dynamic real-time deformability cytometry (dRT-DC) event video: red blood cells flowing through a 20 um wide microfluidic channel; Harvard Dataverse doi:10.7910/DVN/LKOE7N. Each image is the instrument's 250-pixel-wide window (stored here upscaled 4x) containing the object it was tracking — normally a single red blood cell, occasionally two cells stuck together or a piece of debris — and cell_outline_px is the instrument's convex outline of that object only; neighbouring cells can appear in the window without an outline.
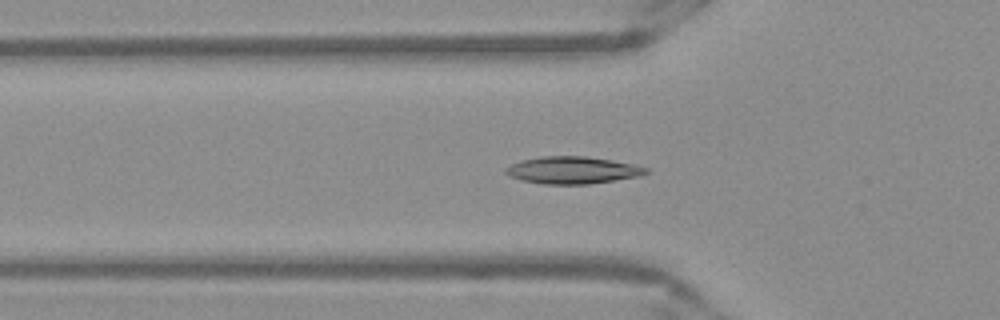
{"species": "Egyptian fruit bat (a non-hibernating species)", "species_latin": "Rousettus aegyptiacus", "temperature_condition": "warm", "stored_images_in_passage": 53, "camera_frame_rate_fps": 3000, "um_per_image_px": 0.085, "frame": {"image": 1, "passage_image": 17, "time_ms": 5.333, "image_size_px": [1000, 320], "cell_outline_px": [[648, 172], [640, 176], [588, 184], [544, 184], [520, 180], [508, 176], [504, 172], [504, 168], [520, 160], [540, 156], [584, 156], [612, 160], [632, 164], [648, 168]], "centroid_in_image_um": [48.61, 14.46], "position_along_channel_um": 77.2, "area_um2": 22.25}}
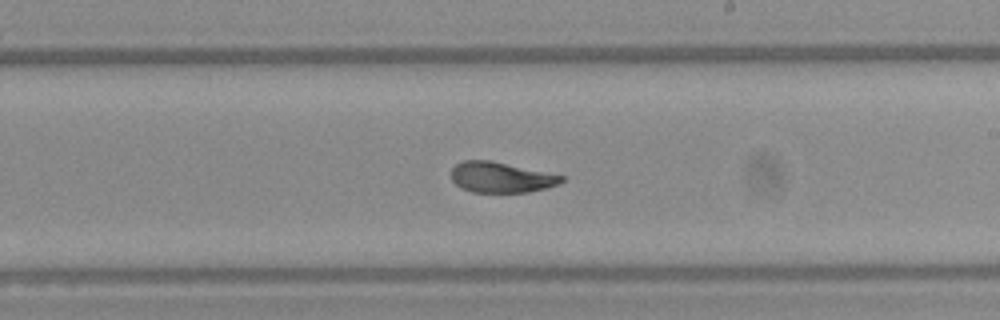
{"frame": {"image": 2, "passage_image": 30, "time_ms": 9.667, "image_size_px": [1000, 320], "cell_outline_px": [[564, 180], [560, 184], [528, 192], [472, 192], [460, 188], [452, 180], [452, 168], [456, 164], [464, 160], [492, 160], [564, 176]], "centroid_in_image_um": [42.57, 15.07], "position_along_channel_um": 246.4, "area_um2": 19.59}}
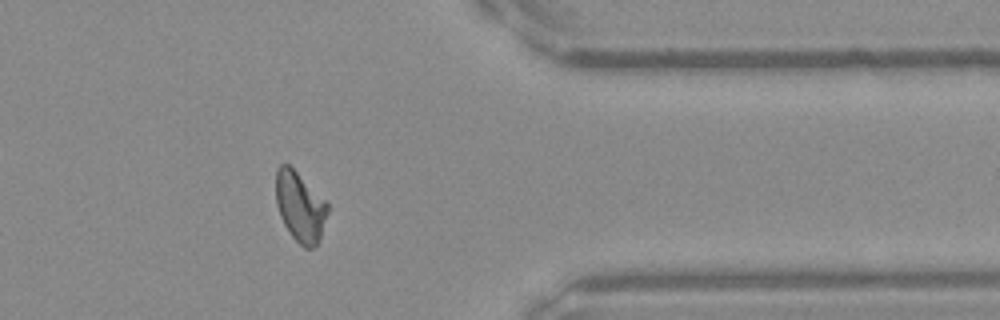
{"frame": {"image": 3, "passage_image": 42, "time_ms": 13.667, "image_size_px": [1000, 320], "cell_outline_px": [[328, 212], [320, 236], [316, 244], [312, 248], [304, 248], [292, 236], [284, 224], [280, 216], [276, 204], [276, 168], [280, 164], [288, 164], [328, 204]], "centroid_in_image_um": [25.48, 17.57], "position_along_channel_um": 385.9, "area_um2": 20.58}, "authors_computed_cell_mechanics": {"area_um2": 20.808, "velocity_mm_per_s": 3.88, "shape_relaxation_time_tau1_ms": 6.7834, "shape_relaxation_time_tau2_ms": 1.2364, "deformation_change_tau1": 0.1916, "deformation_change_tau2": 0.0543}}